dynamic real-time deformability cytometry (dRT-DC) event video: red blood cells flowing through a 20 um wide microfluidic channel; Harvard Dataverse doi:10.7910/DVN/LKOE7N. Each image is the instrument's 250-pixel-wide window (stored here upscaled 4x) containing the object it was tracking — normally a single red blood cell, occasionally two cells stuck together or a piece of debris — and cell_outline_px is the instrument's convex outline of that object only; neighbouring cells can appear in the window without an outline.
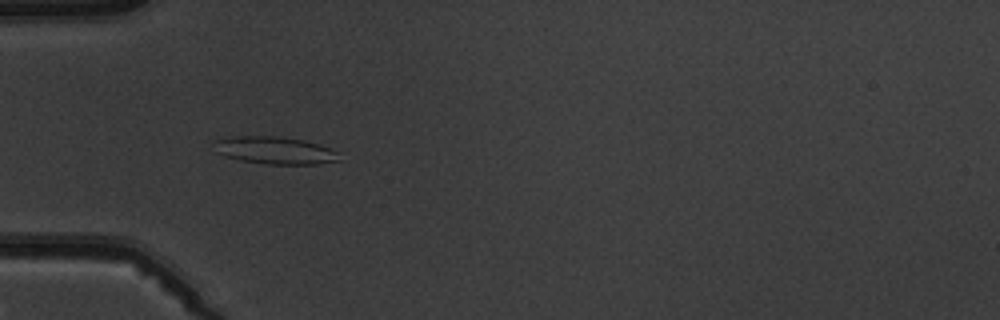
{"species": "common noctule bat (a hibernating species)", "species_latin": "Nyctalus noctula", "temperature_condition": "warm", "stored_images_in_passage": 4, "camera_frame_rate_fps": 3000, "um_per_image_px": 0.085, "animal": {"sex": "male", "body_mass_g": 19.5, "forearm_length_mm": 54.6}, "frame": {"image": 1, "passage_image": 3, "time_ms": 3.333, "image_size_px": [1000, 320], "cell_outline_px": [[340, 160], [320, 164], [268, 164], [240, 160], [224, 156], [216, 152], [216, 140], [232, 136], [280, 136], [304, 140], [332, 148], [336, 152]], "centroid_in_image_um": [23.39, 12.78], "position_along_channel_um": 61.6, "area_um2": 19.94}}